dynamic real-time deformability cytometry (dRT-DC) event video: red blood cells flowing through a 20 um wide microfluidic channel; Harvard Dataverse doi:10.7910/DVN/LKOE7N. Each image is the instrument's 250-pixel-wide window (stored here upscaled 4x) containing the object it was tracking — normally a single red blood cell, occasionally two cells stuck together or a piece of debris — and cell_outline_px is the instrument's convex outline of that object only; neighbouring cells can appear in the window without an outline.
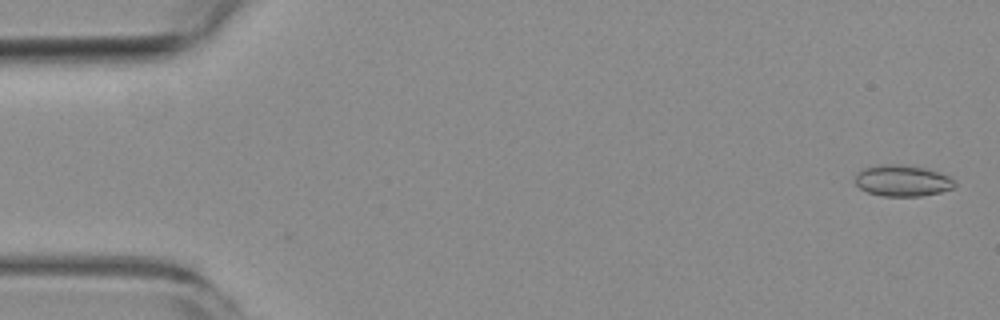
{"species": "common noctule bat (a hibernating species)", "species_latin": "Nyctalus noctula", "temperature_condition": "room temperature", "stored_images_in_passage": 6, "camera_frame_rate_fps": 3000, "um_per_image_px": 0.085, "animal": {"sex": "female", "body_mass_g": 19.3, "forearm_length_mm": 54.1}, "frame": {"image": 1, "passage_image": 1, "time_ms": 0.0, "image_size_px": [1000, 320], "cell_outline_px": [[956, 184], [952, 188], [940, 192], [920, 196], [884, 196], [868, 192], [860, 188], [856, 184], [856, 172], [864, 168], [884, 164], [900, 164], [924, 168], [948, 176], [956, 180]], "centroid_in_image_um": [76.7, 15.36], "position_along_channel_um": 8.3, "area_um2": 17.98}}
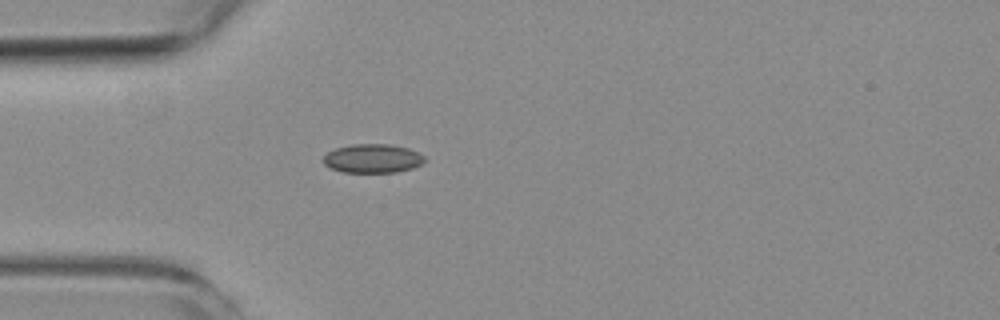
{"frame": {"image": 2, "passage_image": 6, "time_ms": 7.333, "image_size_px": [1000, 320], "cell_outline_px": [[424, 160], [420, 164], [412, 168], [396, 172], [344, 172], [332, 168], [324, 164], [324, 156], [328, 152], [336, 148], [352, 144], [388, 144], [408, 148], [424, 156]], "centroid_in_image_um": [31.66, 13.46], "position_along_channel_um": 53.3, "area_um2": 16.76}}